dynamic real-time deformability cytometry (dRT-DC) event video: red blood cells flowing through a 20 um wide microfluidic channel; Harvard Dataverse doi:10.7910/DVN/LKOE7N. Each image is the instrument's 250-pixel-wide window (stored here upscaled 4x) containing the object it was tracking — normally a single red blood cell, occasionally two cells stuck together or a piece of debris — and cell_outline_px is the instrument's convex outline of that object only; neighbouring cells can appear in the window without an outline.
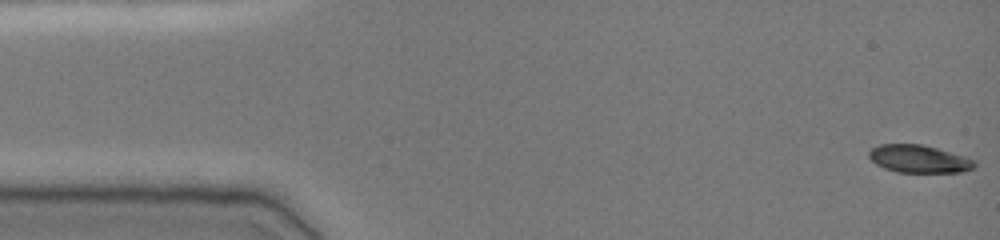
{"species": "common noctule bat (a hibernating species)", "species_latin": "Nyctalus noctula", "temperature_condition": "cold", "stored_images_in_passage": 49, "camera_frame_rate_fps": 3000, "um_per_image_px": 0.085, "animal": {"sex": "female", "body_mass_g": 19.0, "forearm_length_mm": 51.5}, "frame": {"image": 1, "passage_image": 1, "time_ms": 0.0, "image_size_px": [1000, 240], "cell_outline_px": [[976, 168], [960, 172], [896, 172], [884, 168], [876, 164], [868, 156], [868, 152], [872, 148], [880, 144], [920, 144], [936, 148], [964, 156], [976, 160]], "centroid_in_image_um": [78.12, 13.51], "position_along_channel_um": 6.9, "area_um2": 17.05}}
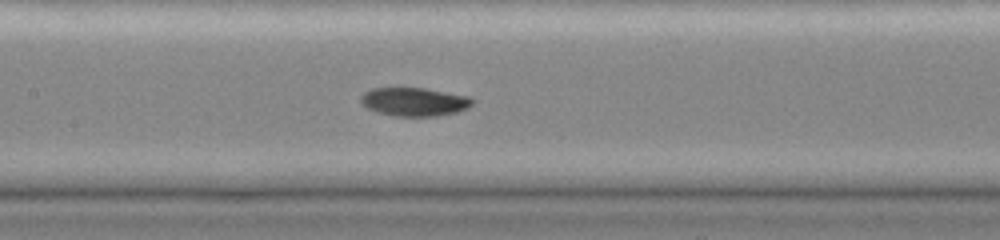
{"frame": {"image": 2, "passage_image": 23, "time_ms": 7.333, "image_size_px": [1000, 240], "cell_outline_px": [[472, 104], [468, 108], [456, 112], [436, 116], [396, 116], [376, 112], [368, 108], [360, 100], [360, 96], [364, 92], [372, 88], [424, 88], [468, 96], [472, 100]], "centroid_in_image_um": [35.19, 8.65], "position_along_channel_um": 172.2, "area_um2": 18.38}}
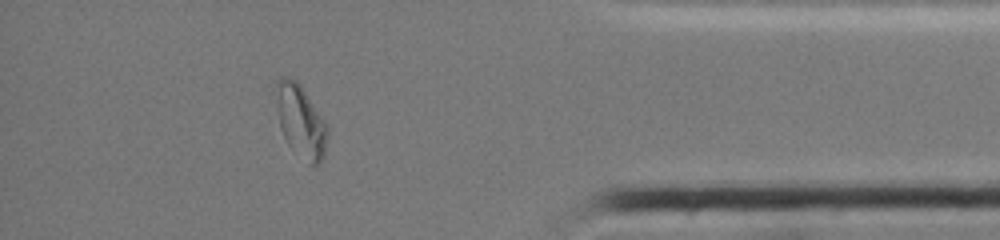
{"frame": {"image": 3, "passage_image": 43, "time_ms": 14.0, "image_size_px": [1000, 240], "cell_outline_px": [[328, 136], [324, 156], [320, 164], [312, 164], [288, 144], [280, 128], [272, 92], [276, 80], [280, 76], [288, 76], [296, 80], [300, 84], [328, 124]], "centroid_in_image_um": [25.52, 10.19], "position_along_channel_um": 409.7, "area_um2": 22.2}, "authors_computed_cell_mechanics": {"area_um2": 18.4382, "velocity_mm_per_s": 3.8838, "shape_relaxation_time_tau1_ms": 6.2169, "shape_relaxation_time_tau2_ms": 5.6761, "deformation_change_tau1": 0.2014, "deformation_change_tau2": 0.084}}